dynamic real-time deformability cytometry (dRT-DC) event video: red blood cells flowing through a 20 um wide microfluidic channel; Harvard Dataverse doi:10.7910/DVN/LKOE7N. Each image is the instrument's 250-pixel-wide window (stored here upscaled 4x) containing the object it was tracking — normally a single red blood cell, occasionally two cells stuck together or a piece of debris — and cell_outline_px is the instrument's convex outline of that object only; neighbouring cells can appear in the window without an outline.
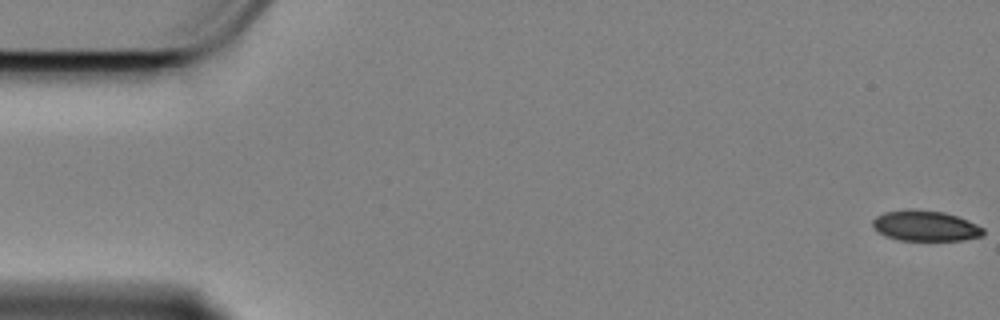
{"species": "Egyptian fruit bat (a non-hibernating species)", "species_latin": "Rousettus aegyptiacus", "temperature_condition": "cold", "stored_images_in_passage": 59, "camera_frame_rate_fps": 3000, "um_per_image_px": 0.085, "animal": {"sex": "female"}, "frame": {"image": 1, "passage_image": 1, "time_ms": 0.0, "image_size_px": [1000, 320], "cell_outline_px": [[984, 236], [964, 240], [900, 240], [884, 236], [872, 224], [872, 220], [876, 216], [884, 212], [908, 208], [912, 208], [944, 212], [968, 220], [984, 228]], "centroid_in_image_um": [78.67, 19.18], "position_along_channel_um": 6.3, "area_um2": 19.83}}
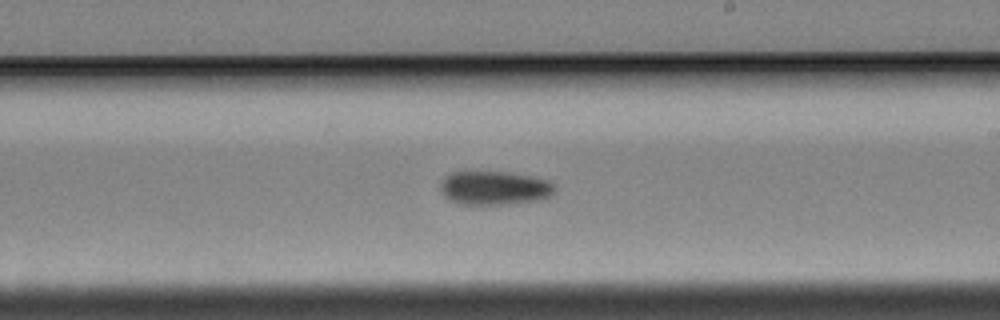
{"frame": {"image": 2, "passage_image": 34, "time_ms": 11.0, "image_size_px": [1000, 320], "cell_outline_px": [[556, 192], [552, 196], [540, 200], [500, 204], [460, 204], [444, 196], [440, 188], [440, 184], [444, 176], [452, 172], [508, 172], [548, 180], [556, 184]], "centroid_in_image_um": [42.06, 15.97], "position_along_channel_um": 246.9, "area_um2": 22.54}}
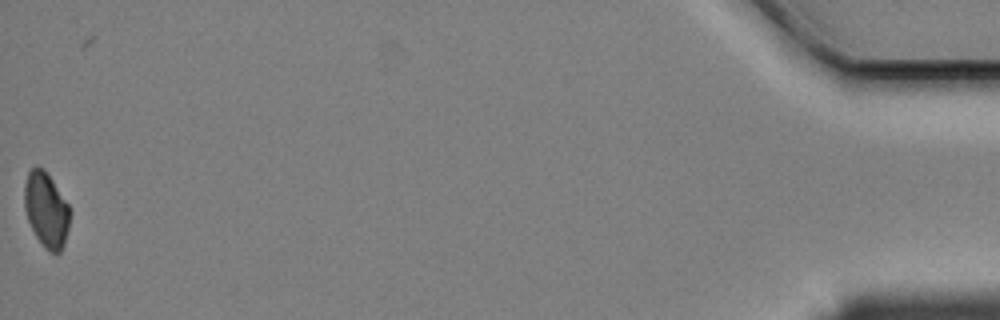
{"frame": {"image": 3, "passage_image": 59, "time_ms": 19.333, "image_size_px": [1000, 320], "cell_outline_px": [[72, 212], [64, 244], [60, 252], [48, 252], [44, 248], [36, 236], [28, 220], [24, 208], [24, 184], [28, 172], [36, 164], [44, 168], [68, 204]], "centroid_in_image_um": [3.93, 17.81], "position_along_channel_um": 431.3, "area_um2": 20.06}, "authors_computed_cell_mechanics": {"area_um2": 21.7906, "velocity_mm_per_s": 3.3887, "shape_relaxation_time_tau1_ms": 3.6897, "shape_relaxation_time_tau2_ms": null, "deformation_change_tau1": 0.0726, "deformation_change_tau2": null}}